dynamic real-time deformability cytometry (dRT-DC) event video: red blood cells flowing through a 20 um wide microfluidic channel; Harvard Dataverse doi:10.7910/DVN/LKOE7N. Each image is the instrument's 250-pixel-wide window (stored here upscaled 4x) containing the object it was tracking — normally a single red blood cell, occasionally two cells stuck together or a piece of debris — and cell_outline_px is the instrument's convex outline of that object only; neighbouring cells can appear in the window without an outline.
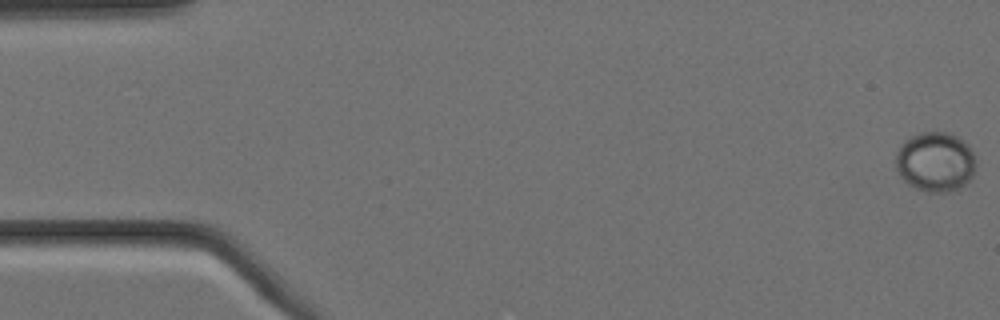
{"species": "Egyptian fruit bat (a non-hibernating species)", "species_latin": "Rousettus aegyptiacus", "temperature_condition": "cold", "stored_images_in_passage": 5, "camera_frame_rate_fps": 3000, "um_per_image_px": 0.085, "animal": {"sex": "female"}, "frame": {"image": 1, "passage_image": 1, "time_ms": 0.0, "image_size_px": [1000, 320], "cell_outline_px": [[976, 164], [972, 176], [960, 188], [948, 192], [928, 192], [916, 188], [908, 184], [900, 176], [896, 168], [896, 152], [900, 144], [908, 136], [920, 132], [948, 132], [960, 136], [968, 144], [976, 156]], "centroid_in_image_um": [79.51, 13.73], "position_along_channel_um": 5.5, "area_um2": 28.44}}
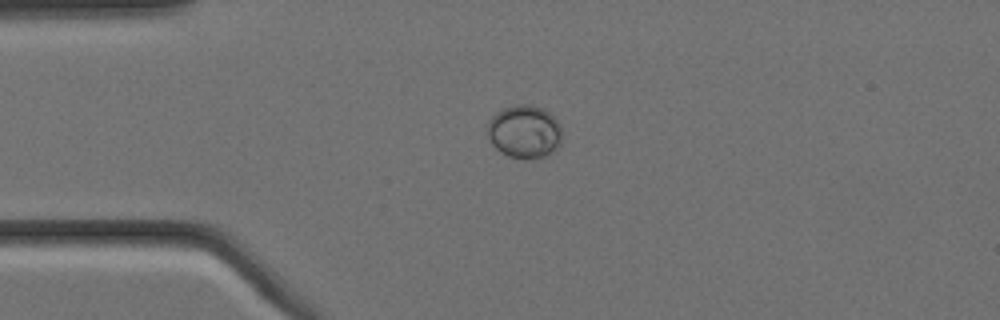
{"frame": {"image": 2, "passage_image": 4, "time_ms": 1.0, "image_size_px": [1000, 320], "cell_outline_px": [[560, 144], [548, 156], [528, 160], [524, 160], [508, 156], [500, 152], [492, 144], [484, 132], [484, 128], [488, 120], [496, 112], [504, 108], [516, 104], [528, 104], [544, 108], [560, 124]], "centroid_in_image_um": [44.52, 11.21], "position_along_channel_um": 40.5, "area_um2": 23.64}}